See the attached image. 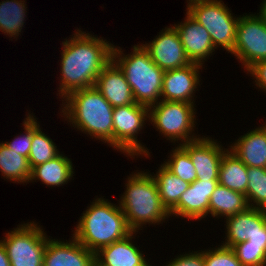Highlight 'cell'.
Here are the masks:
<instances>
[{"label": "cell", "instance_id": "obj_34", "mask_svg": "<svg viewBox=\"0 0 266 266\" xmlns=\"http://www.w3.org/2000/svg\"><path fill=\"white\" fill-rule=\"evenodd\" d=\"M251 74V77L255 80L257 88L265 91L266 93V60L256 62L247 69V74Z\"/></svg>", "mask_w": 266, "mask_h": 266}, {"label": "cell", "instance_id": "obj_6", "mask_svg": "<svg viewBox=\"0 0 266 266\" xmlns=\"http://www.w3.org/2000/svg\"><path fill=\"white\" fill-rule=\"evenodd\" d=\"M186 12L209 32L215 49L233 52L239 17L222 0H187Z\"/></svg>", "mask_w": 266, "mask_h": 266}, {"label": "cell", "instance_id": "obj_18", "mask_svg": "<svg viewBox=\"0 0 266 266\" xmlns=\"http://www.w3.org/2000/svg\"><path fill=\"white\" fill-rule=\"evenodd\" d=\"M226 239L221 245L232 248L245 242L266 223V210L249 207L247 210L225 218Z\"/></svg>", "mask_w": 266, "mask_h": 266}, {"label": "cell", "instance_id": "obj_17", "mask_svg": "<svg viewBox=\"0 0 266 266\" xmlns=\"http://www.w3.org/2000/svg\"><path fill=\"white\" fill-rule=\"evenodd\" d=\"M95 87L114 108L136 103L124 73L113 61L98 75Z\"/></svg>", "mask_w": 266, "mask_h": 266}, {"label": "cell", "instance_id": "obj_22", "mask_svg": "<svg viewBox=\"0 0 266 266\" xmlns=\"http://www.w3.org/2000/svg\"><path fill=\"white\" fill-rule=\"evenodd\" d=\"M248 208L249 204L245 194L220 184L215 188L209 201V214L214 218L221 216L226 218L244 212Z\"/></svg>", "mask_w": 266, "mask_h": 266}, {"label": "cell", "instance_id": "obj_21", "mask_svg": "<svg viewBox=\"0 0 266 266\" xmlns=\"http://www.w3.org/2000/svg\"><path fill=\"white\" fill-rule=\"evenodd\" d=\"M73 170L70 158L60 153L54 159L32 167L29 182L40 180L47 187L63 186L74 178Z\"/></svg>", "mask_w": 266, "mask_h": 266}, {"label": "cell", "instance_id": "obj_25", "mask_svg": "<svg viewBox=\"0 0 266 266\" xmlns=\"http://www.w3.org/2000/svg\"><path fill=\"white\" fill-rule=\"evenodd\" d=\"M156 174H151L157 184L162 204L170 211L178 202L181 195L187 190L190 183L177 177L163 164L157 169Z\"/></svg>", "mask_w": 266, "mask_h": 266}, {"label": "cell", "instance_id": "obj_30", "mask_svg": "<svg viewBox=\"0 0 266 266\" xmlns=\"http://www.w3.org/2000/svg\"><path fill=\"white\" fill-rule=\"evenodd\" d=\"M27 117L23 121L24 133L13 138L12 141H4L3 143L11 150H15L21 156H29V151L32 143L33 134L40 128V123L37 122V118L34 114L27 113Z\"/></svg>", "mask_w": 266, "mask_h": 266}, {"label": "cell", "instance_id": "obj_16", "mask_svg": "<svg viewBox=\"0 0 266 266\" xmlns=\"http://www.w3.org/2000/svg\"><path fill=\"white\" fill-rule=\"evenodd\" d=\"M72 239V240H71ZM69 241L49 239L43 256V266H93L95 253L72 237Z\"/></svg>", "mask_w": 266, "mask_h": 266}, {"label": "cell", "instance_id": "obj_11", "mask_svg": "<svg viewBox=\"0 0 266 266\" xmlns=\"http://www.w3.org/2000/svg\"><path fill=\"white\" fill-rule=\"evenodd\" d=\"M142 46L149 52L151 60L162 70H172L191 64L175 27H165L149 43Z\"/></svg>", "mask_w": 266, "mask_h": 266}, {"label": "cell", "instance_id": "obj_10", "mask_svg": "<svg viewBox=\"0 0 266 266\" xmlns=\"http://www.w3.org/2000/svg\"><path fill=\"white\" fill-rule=\"evenodd\" d=\"M231 54L240 60L245 71L256 62L266 60V23L259 13L239 16Z\"/></svg>", "mask_w": 266, "mask_h": 266}, {"label": "cell", "instance_id": "obj_8", "mask_svg": "<svg viewBox=\"0 0 266 266\" xmlns=\"http://www.w3.org/2000/svg\"><path fill=\"white\" fill-rule=\"evenodd\" d=\"M0 240L10 266H43V256L50 236L34 221L19 224Z\"/></svg>", "mask_w": 266, "mask_h": 266}, {"label": "cell", "instance_id": "obj_26", "mask_svg": "<svg viewBox=\"0 0 266 266\" xmlns=\"http://www.w3.org/2000/svg\"><path fill=\"white\" fill-rule=\"evenodd\" d=\"M26 0H4L0 2V31L10 38H18L27 15ZM26 14V15H25Z\"/></svg>", "mask_w": 266, "mask_h": 266}, {"label": "cell", "instance_id": "obj_27", "mask_svg": "<svg viewBox=\"0 0 266 266\" xmlns=\"http://www.w3.org/2000/svg\"><path fill=\"white\" fill-rule=\"evenodd\" d=\"M246 199L249 207L266 210V168L248 167Z\"/></svg>", "mask_w": 266, "mask_h": 266}, {"label": "cell", "instance_id": "obj_28", "mask_svg": "<svg viewBox=\"0 0 266 266\" xmlns=\"http://www.w3.org/2000/svg\"><path fill=\"white\" fill-rule=\"evenodd\" d=\"M60 152L53 140L39 128L32 136L29 151V163L31 168L54 159Z\"/></svg>", "mask_w": 266, "mask_h": 266}, {"label": "cell", "instance_id": "obj_29", "mask_svg": "<svg viewBox=\"0 0 266 266\" xmlns=\"http://www.w3.org/2000/svg\"><path fill=\"white\" fill-rule=\"evenodd\" d=\"M168 158L163 165L170 172L188 183H193L197 179V173L189 154L180 145L171 150Z\"/></svg>", "mask_w": 266, "mask_h": 266}, {"label": "cell", "instance_id": "obj_32", "mask_svg": "<svg viewBox=\"0 0 266 266\" xmlns=\"http://www.w3.org/2000/svg\"><path fill=\"white\" fill-rule=\"evenodd\" d=\"M232 249L243 266H266V251L262 247L233 246Z\"/></svg>", "mask_w": 266, "mask_h": 266}, {"label": "cell", "instance_id": "obj_7", "mask_svg": "<svg viewBox=\"0 0 266 266\" xmlns=\"http://www.w3.org/2000/svg\"><path fill=\"white\" fill-rule=\"evenodd\" d=\"M148 109V121L171 143L179 140L181 145L201 137L193 133L196 127L194 104L160 100Z\"/></svg>", "mask_w": 266, "mask_h": 266}, {"label": "cell", "instance_id": "obj_24", "mask_svg": "<svg viewBox=\"0 0 266 266\" xmlns=\"http://www.w3.org/2000/svg\"><path fill=\"white\" fill-rule=\"evenodd\" d=\"M31 166L27 157L9 149L0 142V172L4 178L13 183H27L31 176Z\"/></svg>", "mask_w": 266, "mask_h": 266}, {"label": "cell", "instance_id": "obj_9", "mask_svg": "<svg viewBox=\"0 0 266 266\" xmlns=\"http://www.w3.org/2000/svg\"><path fill=\"white\" fill-rule=\"evenodd\" d=\"M149 119L148 106L134 103L113 109V148L135 159V155H150L148 148L138 141L137 134Z\"/></svg>", "mask_w": 266, "mask_h": 266}, {"label": "cell", "instance_id": "obj_20", "mask_svg": "<svg viewBox=\"0 0 266 266\" xmlns=\"http://www.w3.org/2000/svg\"><path fill=\"white\" fill-rule=\"evenodd\" d=\"M136 233L132 232L126 238L101 248L95 253V263L98 266H140L146 259L132 242Z\"/></svg>", "mask_w": 266, "mask_h": 266}, {"label": "cell", "instance_id": "obj_13", "mask_svg": "<svg viewBox=\"0 0 266 266\" xmlns=\"http://www.w3.org/2000/svg\"><path fill=\"white\" fill-rule=\"evenodd\" d=\"M203 66L191 63L185 67L164 72L161 100L194 104L198 85L200 86V69Z\"/></svg>", "mask_w": 266, "mask_h": 266}, {"label": "cell", "instance_id": "obj_12", "mask_svg": "<svg viewBox=\"0 0 266 266\" xmlns=\"http://www.w3.org/2000/svg\"><path fill=\"white\" fill-rule=\"evenodd\" d=\"M180 146L189 154L197 180H218L221 159L229 148L222 147V144L209 136L199 137Z\"/></svg>", "mask_w": 266, "mask_h": 266}, {"label": "cell", "instance_id": "obj_3", "mask_svg": "<svg viewBox=\"0 0 266 266\" xmlns=\"http://www.w3.org/2000/svg\"><path fill=\"white\" fill-rule=\"evenodd\" d=\"M78 221L72 236L93 253L133 232L121 207L102 196L91 202Z\"/></svg>", "mask_w": 266, "mask_h": 266}, {"label": "cell", "instance_id": "obj_15", "mask_svg": "<svg viewBox=\"0 0 266 266\" xmlns=\"http://www.w3.org/2000/svg\"><path fill=\"white\" fill-rule=\"evenodd\" d=\"M174 27L179 34L181 43L190 62L203 66L204 62L215 51L209 32L187 12L184 22L174 24Z\"/></svg>", "mask_w": 266, "mask_h": 266}, {"label": "cell", "instance_id": "obj_37", "mask_svg": "<svg viewBox=\"0 0 266 266\" xmlns=\"http://www.w3.org/2000/svg\"><path fill=\"white\" fill-rule=\"evenodd\" d=\"M259 14L262 16V18L264 19L265 23H266V0H264L261 3V7H260V12Z\"/></svg>", "mask_w": 266, "mask_h": 266}, {"label": "cell", "instance_id": "obj_35", "mask_svg": "<svg viewBox=\"0 0 266 266\" xmlns=\"http://www.w3.org/2000/svg\"><path fill=\"white\" fill-rule=\"evenodd\" d=\"M234 246L262 247L266 251V223L260 230H257L247 241Z\"/></svg>", "mask_w": 266, "mask_h": 266}, {"label": "cell", "instance_id": "obj_38", "mask_svg": "<svg viewBox=\"0 0 266 266\" xmlns=\"http://www.w3.org/2000/svg\"><path fill=\"white\" fill-rule=\"evenodd\" d=\"M140 266H152V265H150L147 261H145V262L142 263Z\"/></svg>", "mask_w": 266, "mask_h": 266}, {"label": "cell", "instance_id": "obj_2", "mask_svg": "<svg viewBox=\"0 0 266 266\" xmlns=\"http://www.w3.org/2000/svg\"><path fill=\"white\" fill-rule=\"evenodd\" d=\"M61 101L60 113L68 125L113 148L114 107L95 86L73 91Z\"/></svg>", "mask_w": 266, "mask_h": 266}, {"label": "cell", "instance_id": "obj_14", "mask_svg": "<svg viewBox=\"0 0 266 266\" xmlns=\"http://www.w3.org/2000/svg\"><path fill=\"white\" fill-rule=\"evenodd\" d=\"M218 180H195L181 195L179 202L169 211L170 216L189 220H202L209 214V201Z\"/></svg>", "mask_w": 266, "mask_h": 266}, {"label": "cell", "instance_id": "obj_31", "mask_svg": "<svg viewBox=\"0 0 266 266\" xmlns=\"http://www.w3.org/2000/svg\"><path fill=\"white\" fill-rule=\"evenodd\" d=\"M204 266H243L232 248L219 245L204 251Z\"/></svg>", "mask_w": 266, "mask_h": 266}, {"label": "cell", "instance_id": "obj_4", "mask_svg": "<svg viewBox=\"0 0 266 266\" xmlns=\"http://www.w3.org/2000/svg\"><path fill=\"white\" fill-rule=\"evenodd\" d=\"M150 172H132L125 184L126 190L120 197L121 207L129 228L139 232L146 224L165 223L170 217L169 211L162 204L157 184Z\"/></svg>", "mask_w": 266, "mask_h": 266}, {"label": "cell", "instance_id": "obj_1", "mask_svg": "<svg viewBox=\"0 0 266 266\" xmlns=\"http://www.w3.org/2000/svg\"><path fill=\"white\" fill-rule=\"evenodd\" d=\"M62 44L58 94L64 99L73 91L95 86L98 75L112 61L114 45L81 28Z\"/></svg>", "mask_w": 266, "mask_h": 266}, {"label": "cell", "instance_id": "obj_33", "mask_svg": "<svg viewBox=\"0 0 266 266\" xmlns=\"http://www.w3.org/2000/svg\"><path fill=\"white\" fill-rule=\"evenodd\" d=\"M168 263L166 266H204V250L180 254Z\"/></svg>", "mask_w": 266, "mask_h": 266}, {"label": "cell", "instance_id": "obj_23", "mask_svg": "<svg viewBox=\"0 0 266 266\" xmlns=\"http://www.w3.org/2000/svg\"><path fill=\"white\" fill-rule=\"evenodd\" d=\"M218 182L221 186L246 195L248 167L229 149L221 159Z\"/></svg>", "mask_w": 266, "mask_h": 266}, {"label": "cell", "instance_id": "obj_5", "mask_svg": "<svg viewBox=\"0 0 266 266\" xmlns=\"http://www.w3.org/2000/svg\"><path fill=\"white\" fill-rule=\"evenodd\" d=\"M130 54L113 46L112 61L124 73L136 103L152 106L161 100L164 70L160 69L141 45H134Z\"/></svg>", "mask_w": 266, "mask_h": 266}, {"label": "cell", "instance_id": "obj_36", "mask_svg": "<svg viewBox=\"0 0 266 266\" xmlns=\"http://www.w3.org/2000/svg\"><path fill=\"white\" fill-rule=\"evenodd\" d=\"M0 266H10V260L2 242L0 241Z\"/></svg>", "mask_w": 266, "mask_h": 266}, {"label": "cell", "instance_id": "obj_19", "mask_svg": "<svg viewBox=\"0 0 266 266\" xmlns=\"http://www.w3.org/2000/svg\"><path fill=\"white\" fill-rule=\"evenodd\" d=\"M229 147L247 167L266 168V123L248 131Z\"/></svg>", "mask_w": 266, "mask_h": 266}]
</instances>
